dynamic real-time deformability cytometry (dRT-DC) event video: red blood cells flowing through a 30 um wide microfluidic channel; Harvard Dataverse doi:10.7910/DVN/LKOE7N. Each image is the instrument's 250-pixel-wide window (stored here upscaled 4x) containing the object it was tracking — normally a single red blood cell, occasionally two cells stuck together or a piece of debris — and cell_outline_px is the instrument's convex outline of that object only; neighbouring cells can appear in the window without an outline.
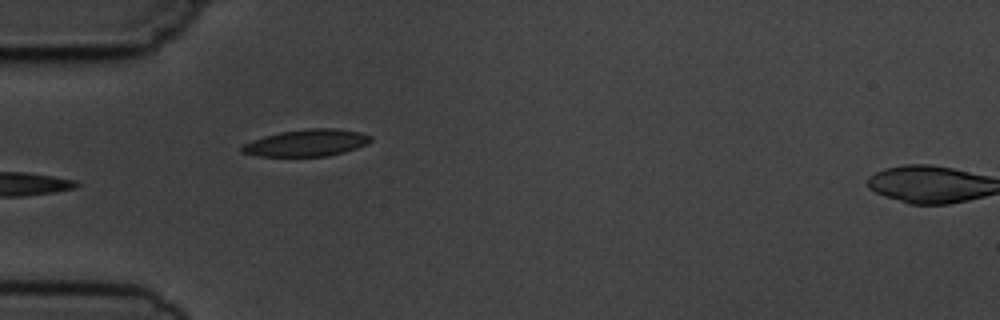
{"species": "common noctule bat (a hibernating species)", "species_latin": "Nyctalus noctula", "temperature_condition": "cold", "stored_images_in_passage": 6, "segment_of_instrument_passage": [1, 2], "camera_frame_rate_fps": 3000, "um_per_image_px": 0.085, "animal": {"sex": "male", "body_mass_g": 19.5, "forearm_length_mm": 54.6}, "frame": {"image": 1, "passage_image": 5, "time_ms": 5.333, "image_size_px": [1000, 320], "cell_outline_px": [[372, 140], [368, 144], [344, 152], [328, 156], [256, 156], [240, 152], [240, 148], [244, 144], [252, 140], [264, 136], [280, 132], [308, 128], [336, 128], [360, 132], [372, 136]], "centroid_in_image_um": [26.07, 12.14], "position_along_channel_um": 58.9, "area_um2": 20.29}}